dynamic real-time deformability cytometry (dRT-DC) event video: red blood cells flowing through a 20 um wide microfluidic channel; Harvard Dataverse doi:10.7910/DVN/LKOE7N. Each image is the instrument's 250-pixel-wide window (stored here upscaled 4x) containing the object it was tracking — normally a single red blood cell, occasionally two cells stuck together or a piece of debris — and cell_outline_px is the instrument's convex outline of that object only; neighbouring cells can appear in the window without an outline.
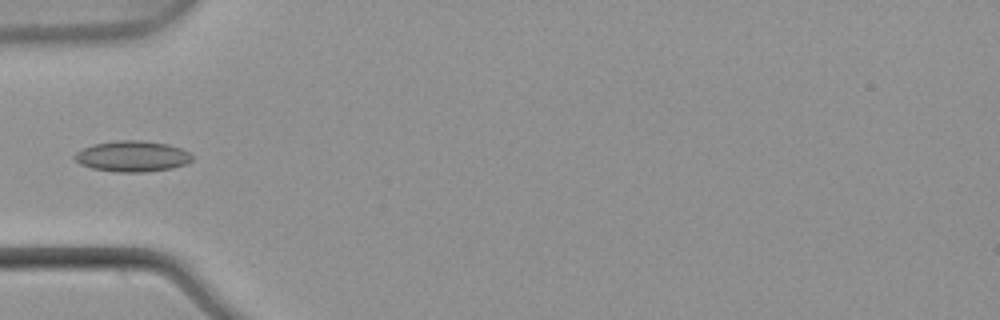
{"species": "common noctule bat (a hibernating species)", "species_latin": "Nyctalus noctula", "temperature_condition": "warm", "stored_images_in_passage": 6, "camera_frame_rate_fps": 3000, "um_per_image_px": 0.085, "animal": {"sex": "male", "body_mass_g": 21.5, "forearm_length_mm": 52.0}, "frame": {"image": 1, "passage_image": 5, "time_ms": 1.333, "image_size_px": [1000, 320], "cell_outline_px": [[192, 160], [184, 164], [172, 168], [144, 172], [116, 172], [92, 168], [80, 164], [72, 156], [76, 152], [84, 148], [96, 144], [116, 140], [140, 140], [168, 144], [180, 148], [188, 152], [192, 156]], "centroid_in_image_um": [11.23, 13.28], "position_along_channel_um": 73.8, "area_um2": 20.98}}
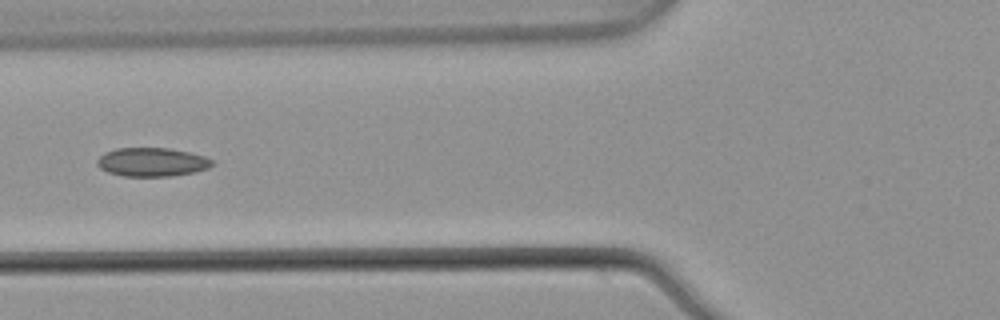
{"frame": {"image": 2, "passage_image": 6, "time_ms": 1.667, "image_size_px": [1000, 320], "cell_outline_px": [[212, 164], [208, 168], [192, 172], [172, 176], [124, 176], [108, 172], [100, 168], [96, 164], [96, 160], [104, 152], [116, 148], [168, 148], [188, 152], [204, 156], [212, 160]], "centroid_in_image_um": [12.87, 13.77], "position_along_channel_um": 112.9, "area_um2": 19.13}}